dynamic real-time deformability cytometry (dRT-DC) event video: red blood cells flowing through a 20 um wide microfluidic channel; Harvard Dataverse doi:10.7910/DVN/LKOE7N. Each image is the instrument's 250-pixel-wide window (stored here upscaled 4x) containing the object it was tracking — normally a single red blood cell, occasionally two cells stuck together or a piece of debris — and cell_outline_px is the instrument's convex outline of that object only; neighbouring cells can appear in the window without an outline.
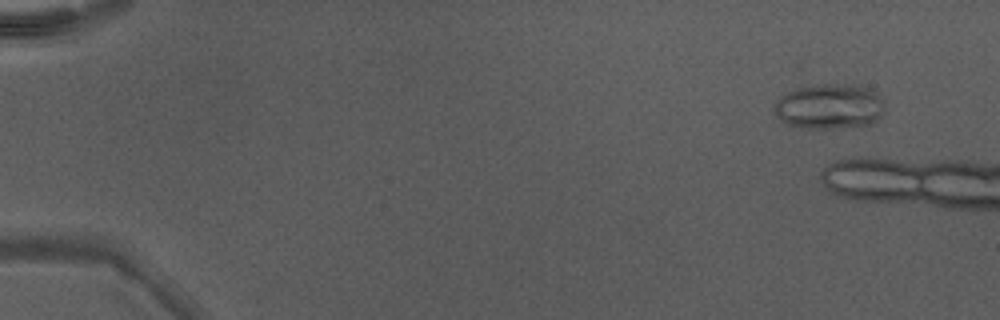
{"species": "Egyptian fruit bat (a non-hibernating species)", "species_latin": "Rousettus aegyptiacus", "temperature_condition": "warm", "stored_images_in_passage": 10, "camera_frame_rate_fps": 3000, "um_per_image_px": 0.085, "animal": {"sex": "male"}, "frame": {"image": 1, "passage_image": 5, "time_ms": 1.333, "image_size_px": [1000, 320], "cell_outline_px": [[884, 112], [872, 124], [832, 128], [808, 128], [788, 124], [780, 120], [776, 116], [776, 104], [780, 96], [788, 92], [800, 88], [824, 84], [856, 84], [868, 88], [876, 92], [884, 100]], "centroid_in_image_um": [70.56, 9.04], "position_along_channel_um": 14.4, "area_um2": 28.84}}